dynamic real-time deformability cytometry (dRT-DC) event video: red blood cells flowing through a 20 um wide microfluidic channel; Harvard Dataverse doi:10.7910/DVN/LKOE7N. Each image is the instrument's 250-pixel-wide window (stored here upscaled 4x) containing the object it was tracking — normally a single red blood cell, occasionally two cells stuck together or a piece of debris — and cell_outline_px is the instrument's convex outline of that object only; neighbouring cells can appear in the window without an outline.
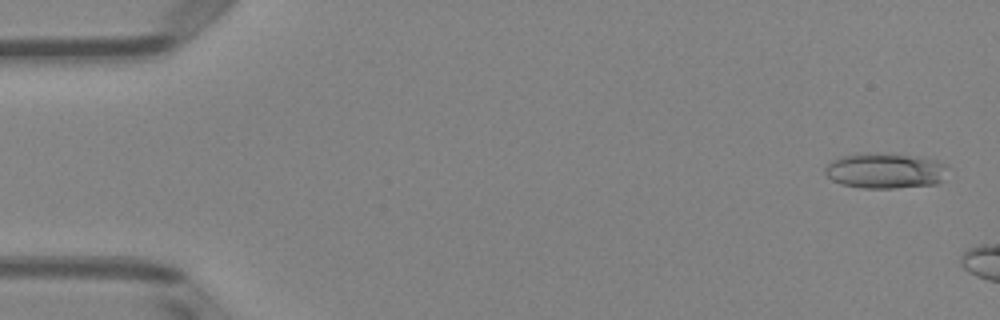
{"species": "Egyptian fruit bat (a non-hibernating species)", "species_latin": "Rousettus aegyptiacus", "temperature_condition": "room temperature", "stored_images_in_passage": 7, "camera_frame_rate_fps": 3000, "um_per_image_px": 0.085, "animal": {"sex": "female"}, "frame": {"image": 1, "passage_image": 2, "time_ms": 0.333, "image_size_px": [1000, 320], "cell_outline_px": [[948, 168], [940, 180], [936, 184], [896, 188], [860, 188], [840, 184], [832, 180], [824, 172], [824, 168], [836, 156], [860, 152], [876, 152], [920, 156], [936, 160], [948, 164]], "centroid_in_image_um": [75.2, 14.48], "position_along_channel_um": 9.8, "area_um2": 25.95}}